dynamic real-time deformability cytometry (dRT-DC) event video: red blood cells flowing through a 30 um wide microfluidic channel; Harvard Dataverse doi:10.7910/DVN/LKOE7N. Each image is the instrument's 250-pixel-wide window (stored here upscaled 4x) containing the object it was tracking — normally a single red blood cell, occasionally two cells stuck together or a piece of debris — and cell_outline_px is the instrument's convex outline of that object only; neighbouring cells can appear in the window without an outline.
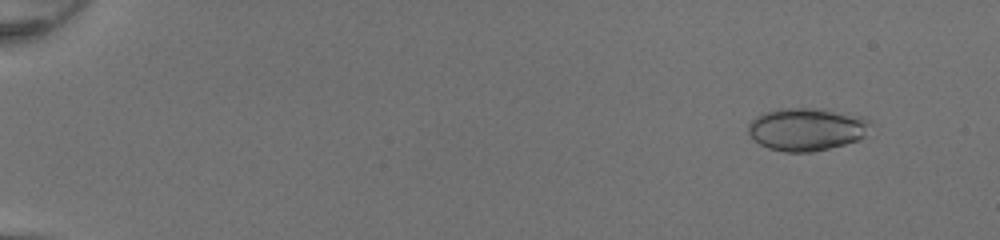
{"species": "common noctule bat (a hibernating species)", "species_latin": "Nyctalus noctula", "temperature_condition": "room temperature", "stored_images_in_passage": 51, "camera_frame_rate_fps": 3000, "um_per_image_px": 0.085, "animal": {"sex": "female", "body_mass_g": 20.0, "forearm_length_mm": 54.0}, "frame": {"image": 1, "passage_image": 5, "time_ms": 1.333, "image_size_px": [1000, 240], "cell_outline_px": [[872, 124], [864, 136], [860, 140], [812, 152], [784, 152], [768, 148], [760, 144], [748, 132], [748, 124], [756, 116], [764, 112], [780, 108], [824, 108], [864, 116], [872, 120]], "centroid_in_image_um": [68.61, 10.96], "position_along_channel_um": 16.4, "area_um2": 30.87}}
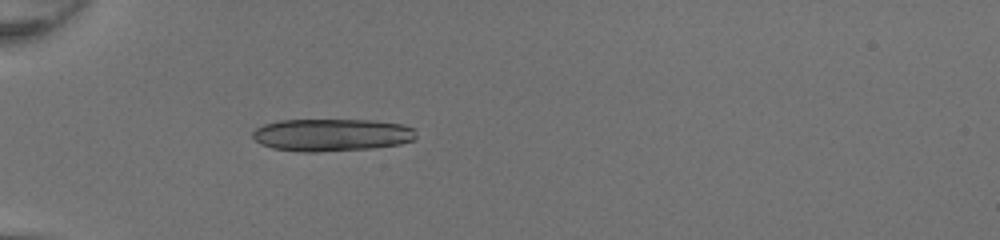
{"frame": {"image": 2, "passage_image": 18, "time_ms": 5.667, "image_size_px": [1000, 240], "cell_outline_px": [[416, 136], [412, 140], [400, 144], [372, 148], [320, 152], [300, 152], [272, 148], [260, 144], [252, 136], [252, 132], [256, 128], [264, 124], [280, 120], [372, 120], [404, 124], [412, 128], [416, 132]], "centroid_in_image_um": [28.18, 11.47], "position_along_channel_um": 56.8, "area_um2": 31.1}}